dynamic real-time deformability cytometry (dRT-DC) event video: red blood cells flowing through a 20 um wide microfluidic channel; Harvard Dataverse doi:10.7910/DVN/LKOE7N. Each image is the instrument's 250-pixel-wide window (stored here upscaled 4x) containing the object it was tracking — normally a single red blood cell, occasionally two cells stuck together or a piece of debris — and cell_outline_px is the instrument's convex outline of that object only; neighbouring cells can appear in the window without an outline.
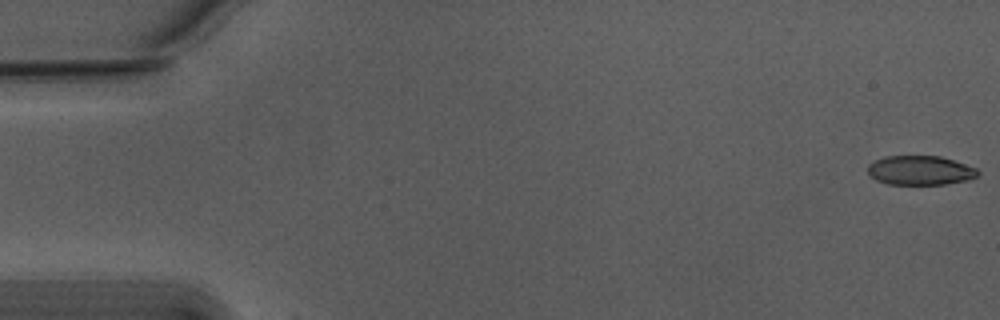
{"species": "Egyptian fruit bat (a non-hibernating species)", "species_latin": "Rousettus aegyptiacus", "temperature_condition": "warm", "stored_images_in_passage": 2, "camera_frame_rate_fps": 3000, "um_per_image_px": 0.085, "animal": {"sex": "male"}, "frame": {"image": 1, "passage_image": 1, "time_ms": 0.0, "image_size_px": [1000, 320], "cell_outline_px": [[980, 172], [976, 176], [968, 180], [944, 184], [888, 184], [876, 180], [868, 172], [868, 164], [884, 156], [940, 156], [976, 168]], "centroid_in_image_um": [78.2, 14.48], "position_along_channel_um": 6.8, "area_um2": 18.61}}